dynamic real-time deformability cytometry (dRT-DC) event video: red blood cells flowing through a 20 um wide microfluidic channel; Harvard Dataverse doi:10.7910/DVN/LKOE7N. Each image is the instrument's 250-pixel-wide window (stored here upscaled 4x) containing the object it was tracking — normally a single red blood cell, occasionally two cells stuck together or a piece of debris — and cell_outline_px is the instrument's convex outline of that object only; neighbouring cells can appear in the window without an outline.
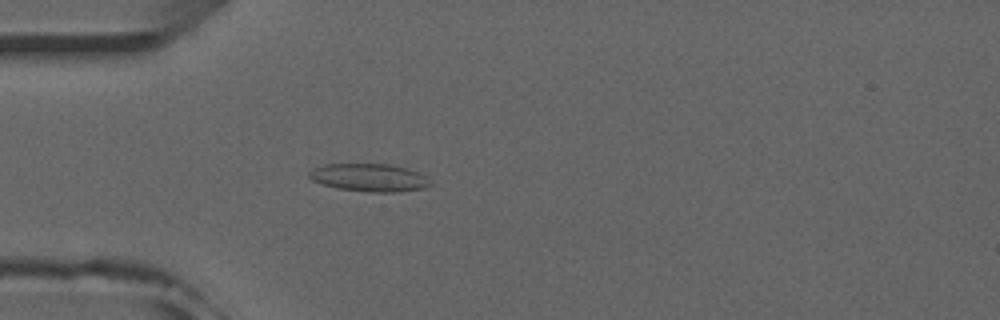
{"species": "common noctule bat (a hibernating species)", "species_latin": "Nyctalus noctula", "temperature_condition": "room temperature", "stored_images_in_passage": 51, "camera_frame_rate_fps": 3000, "um_per_image_px": 0.085, "animal": {"sex": "male", "forearm_length_mm": 52.5}, "frame": {"image": 1, "passage_image": 14, "time_ms": 4.333, "image_size_px": [1000, 320], "cell_outline_px": [[432, 184], [424, 188], [396, 192], [368, 192], [336, 188], [312, 180], [308, 176], [308, 172], [324, 164], [392, 164], [408, 168], [424, 176]], "centroid_in_image_um": [31.38, 15.09], "position_along_channel_um": 53.6, "area_um2": 19.54}}
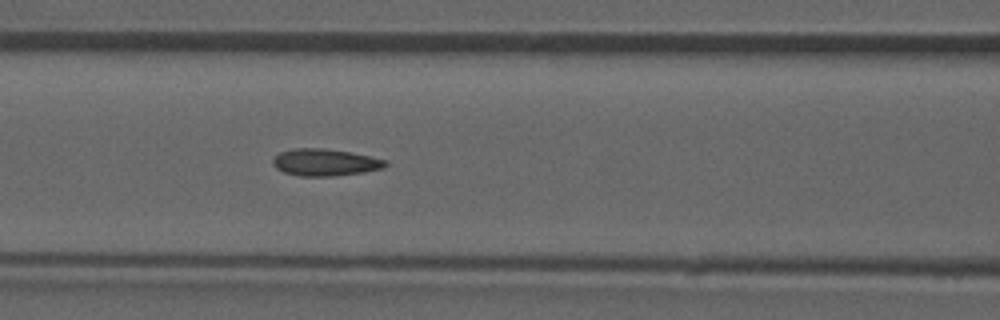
{"frame": {"image": 2, "passage_image": 21, "time_ms": 6.667, "image_size_px": [1000, 320], "cell_outline_px": [[388, 164], [384, 168], [364, 172], [332, 176], [300, 176], [284, 172], [276, 168], [272, 164], [272, 160], [280, 152], [292, 148], [320, 148], [348, 152], [388, 160]], "centroid_in_image_um": [27.62, 13.8], "position_along_channel_um": 139.0, "area_um2": 17.63}}
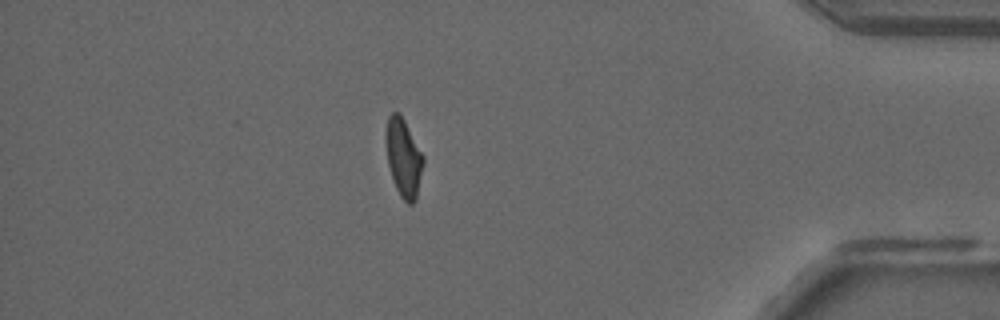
{"frame": {"image": 3, "passage_image": 44, "time_ms": 14.333, "image_size_px": [1000, 320], "cell_outline_px": [[424, 164], [416, 200], [412, 204], [408, 204], [400, 196], [396, 188], [388, 164], [384, 140], [384, 132], [388, 116], [392, 112], [400, 112], [424, 156]], "centroid_in_image_um": [34.29, 13.37], "position_along_channel_um": 400.9, "area_um2": 17.34}, "authors_computed_cell_mechanics": {"area_um2": 17.4556, "velocity_mm_per_s": 3.9588, "shape_relaxation_time_tau1_ms": null, "shape_relaxation_time_tau2_ms": 1.9175, "deformation_change_tau1": null, "deformation_change_tau2": 0.1005}}